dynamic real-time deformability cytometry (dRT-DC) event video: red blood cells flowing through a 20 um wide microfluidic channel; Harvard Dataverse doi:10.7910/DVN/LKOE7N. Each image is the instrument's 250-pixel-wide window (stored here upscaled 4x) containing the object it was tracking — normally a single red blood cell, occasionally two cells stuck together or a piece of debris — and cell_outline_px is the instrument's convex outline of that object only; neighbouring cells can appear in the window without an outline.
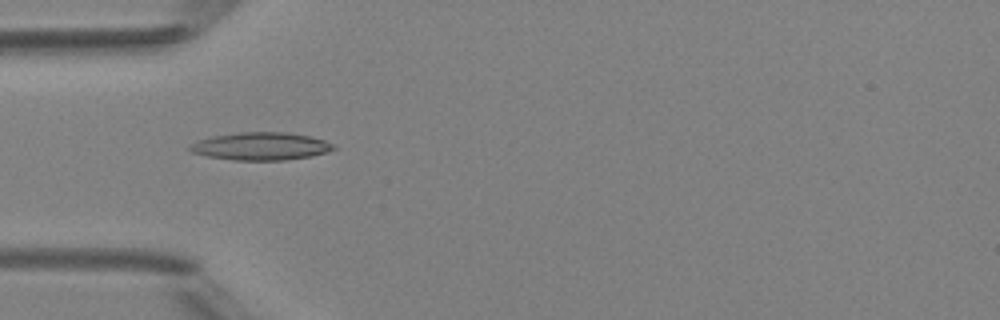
{"species": "Egyptian fruit bat (a non-hibernating species)", "species_latin": "Rousettus aegyptiacus", "temperature_condition": "room temperature", "stored_images_in_passage": 4, "camera_frame_rate_fps": 3000, "um_per_image_px": 0.085, "animal": {"sex": "female"}, "frame": {"image": 1, "passage_image": 1, "time_ms": 0.0, "image_size_px": [1000, 320], "cell_outline_px": [[336, 148], [312, 156], [284, 160], [236, 160], [208, 156], [192, 152], [188, 148], [196, 140], [212, 136], [240, 132], [288, 132], [308, 136], [324, 140], [336, 144]], "centroid_in_image_um": [22.18, 12.42], "position_along_channel_um": 62.8, "area_um2": 23.12}}